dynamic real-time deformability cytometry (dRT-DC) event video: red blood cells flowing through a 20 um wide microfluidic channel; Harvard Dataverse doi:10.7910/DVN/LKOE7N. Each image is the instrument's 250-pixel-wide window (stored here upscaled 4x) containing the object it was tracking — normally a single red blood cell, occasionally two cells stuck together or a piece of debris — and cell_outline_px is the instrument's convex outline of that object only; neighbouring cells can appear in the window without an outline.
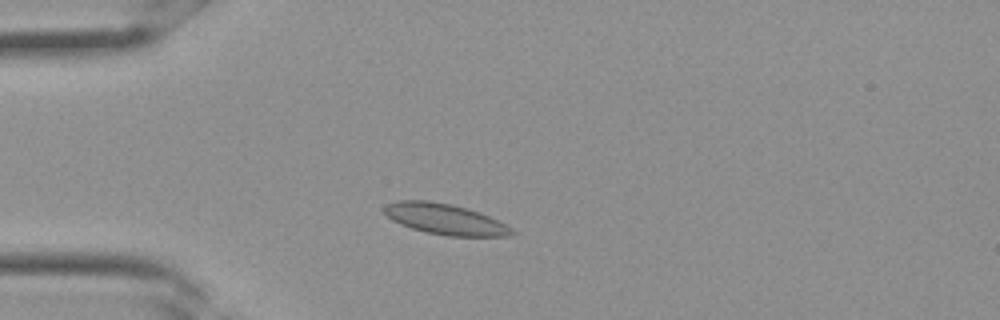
{"species": "Egyptian fruit bat (a non-hibernating species)", "species_latin": "Rousettus aegyptiacus", "temperature_condition": "room temperature", "stored_images_in_passage": 25, "camera_frame_rate_fps": 3000, "um_per_image_px": 0.085, "frame": {"image": 1, "passage_image": 1, "time_ms": 0.0, "image_size_px": [1000, 320], "cell_outline_px": [[516, 232], [512, 236], [448, 236], [428, 232], [412, 228], [400, 224], [392, 220], [384, 212], [384, 204], [400, 200], [428, 200], [452, 204], [468, 208], [480, 212], [512, 228]], "centroid_in_image_um": [37.82, 18.62], "position_along_channel_um": 47.2, "area_um2": 22.83}}
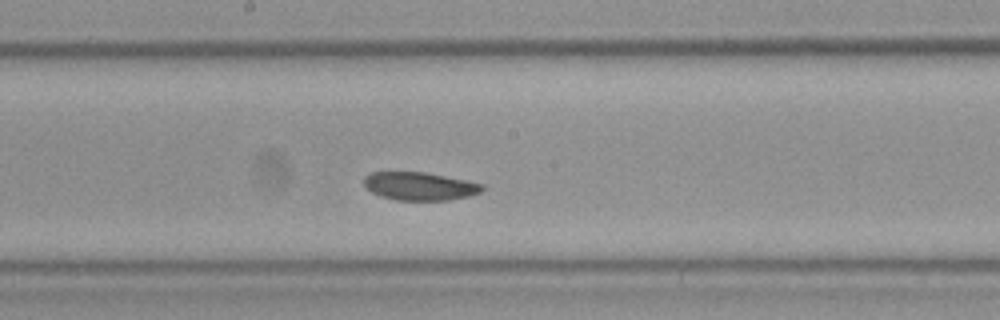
{"frame": {"image": 2, "passage_image": 10, "time_ms": 3.0, "image_size_px": [1000, 320], "cell_outline_px": [[484, 188], [480, 192], [468, 196], [448, 200], [396, 200], [380, 196], [372, 192], [364, 184], [364, 176], [368, 172], [424, 172], [468, 180], [484, 184]], "centroid_in_image_um": [35.67, 15.82], "position_along_channel_um": 212.5, "area_um2": 19.42}}
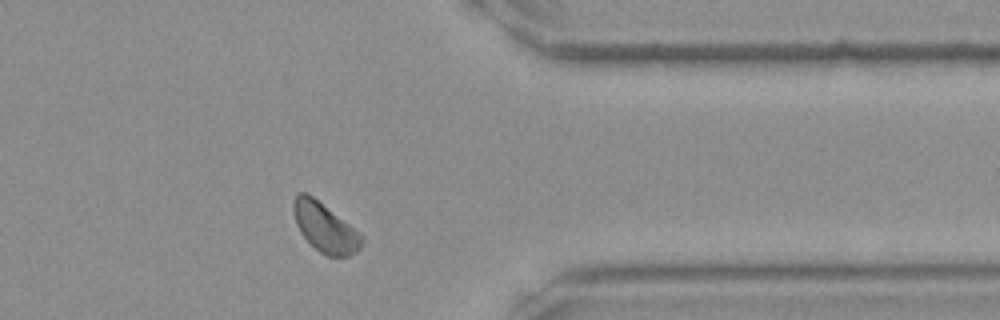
{"frame": {"image": 3, "passage_image": 19, "time_ms": 6.0, "image_size_px": [1000, 320], "cell_outline_px": [[364, 240], [360, 248], [356, 252], [348, 256], [328, 256], [320, 252], [300, 232], [296, 224], [292, 208], [292, 204], [296, 196], [300, 192], [308, 192], [360, 232], [364, 236]], "centroid_in_image_um": [27.64, 19.32], "position_along_channel_um": 383.8, "area_um2": 19.54}}